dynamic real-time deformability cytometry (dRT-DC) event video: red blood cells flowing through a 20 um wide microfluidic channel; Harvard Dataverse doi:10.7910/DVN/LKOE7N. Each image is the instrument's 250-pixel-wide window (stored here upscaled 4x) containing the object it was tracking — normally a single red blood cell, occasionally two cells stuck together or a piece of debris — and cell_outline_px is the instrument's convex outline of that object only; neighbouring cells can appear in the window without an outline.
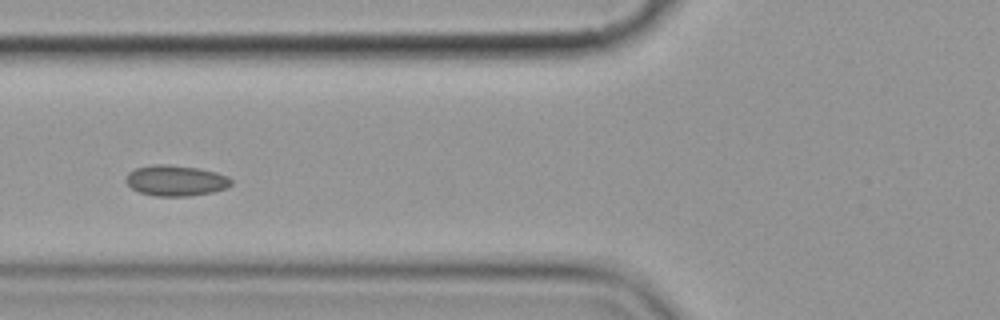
{"species": "common noctule bat (a hibernating species)", "species_latin": "Nyctalus noctula", "temperature_condition": "cold", "stored_images_in_passage": 16, "camera_frame_rate_fps": 3000, "um_per_image_px": 0.085, "animal": {"sex": "female", "body_mass_g": 19.9}, "frame": {"image": 1, "passage_image": 7, "time_ms": 8.0, "image_size_px": [1000, 320], "cell_outline_px": [[232, 184], [224, 188], [212, 192], [188, 196], [156, 196], [140, 192], [132, 188], [124, 180], [128, 172], [136, 168], [152, 164], [164, 164], [196, 168], [216, 172], [228, 176], [232, 180]], "centroid_in_image_um": [14.91, 15.34], "position_along_channel_um": 110.9, "area_um2": 18.73}}
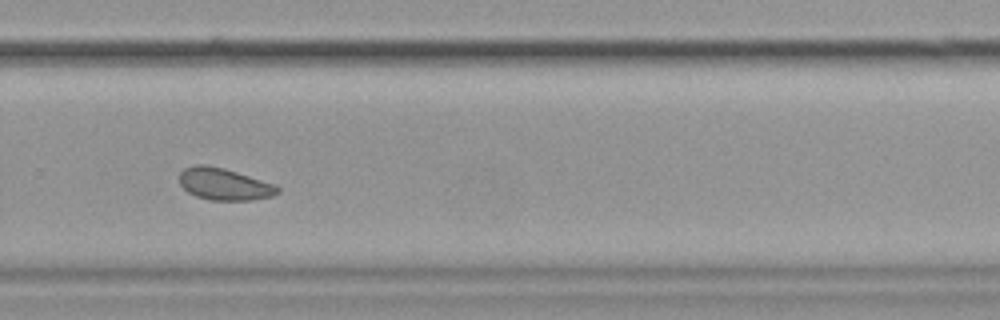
{"frame": {"image": 2, "passage_image": 12, "time_ms": 13.667, "image_size_px": [1000, 320], "cell_outline_px": [[280, 192], [272, 196], [252, 200], [208, 200], [196, 196], [188, 192], [180, 184], [180, 172], [184, 168], [196, 164], [204, 164], [224, 168], [276, 184], [280, 188]], "centroid_in_image_um": [19.07, 15.65], "position_along_channel_um": 310.7, "area_um2": 18.38}}
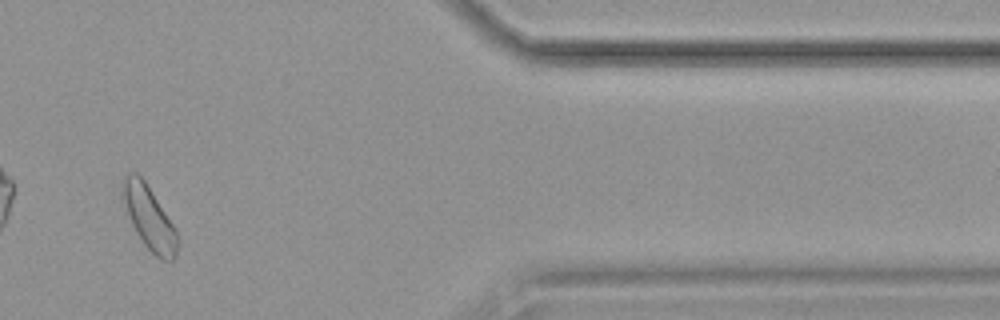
{"frame": {"image": 3, "passage_image": 14, "time_ms": 17.0, "image_size_px": [1000, 320], "cell_outline_px": [[176, 256], [172, 260], [160, 260], [144, 244], [136, 232], [132, 224], [120, 192], [120, 184], [124, 176], [128, 172], [136, 172], [144, 180], [176, 228]], "centroid_in_image_um": [12.64, 18.46], "position_along_channel_um": 398.8, "area_um2": 20.0}, "authors_computed_cell_mechanics": {"area_um2": 18.6405, "velocity_mm_per_s": 3.5282, "shape_relaxation_time_tau1_ms": null, "shape_relaxation_time_tau2_ms": 1.5239, "deformation_change_tau1": null, "deformation_change_tau2": 0.0497}}